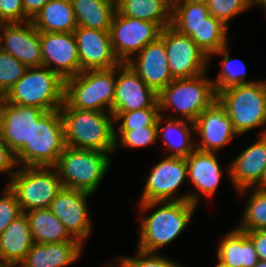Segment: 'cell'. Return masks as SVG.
<instances>
[{"mask_svg":"<svg viewBox=\"0 0 266 267\" xmlns=\"http://www.w3.org/2000/svg\"><path fill=\"white\" fill-rule=\"evenodd\" d=\"M158 206V207H157ZM140 212L157 207L151 215L140 221L137 249L147 253L173 242L189 224L197 205L190 201L140 202Z\"/></svg>","mask_w":266,"mask_h":267,"instance_id":"1","label":"cell"},{"mask_svg":"<svg viewBox=\"0 0 266 267\" xmlns=\"http://www.w3.org/2000/svg\"><path fill=\"white\" fill-rule=\"evenodd\" d=\"M59 110L66 146L111 154L115 151V120L111 112L79 110L65 101Z\"/></svg>","mask_w":266,"mask_h":267,"instance_id":"2","label":"cell"},{"mask_svg":"<svg viewBox=\"0 0 266 267\" xmlns=\"http://www.w3.org/2000/svg\"><path fill=\"white\" fill-rule=\"evenodd\" d=\"M110 153L65 146L56 165L63 188L93 194L110 169Z\"/></svg>","mask_w":266,"mask_h":267,"instance_id":"3","label":"cell"},{"mask_svg":"<svg viewBox=\"0 0 266 267\" xmlns=\"http://www.w3.org/2000/svg\"><path fill=\"white\" fill-rule=\"evenodd\" d=\"M115 88L116 67L81 71L65 80L64 101L71 108L112 113Z\"/></svg>","mask_w":266,"mask_h":267,"instance_id":"4","label":"cell"},{"mask_svg":"<svg viewBox=\"0 0 266 267\" xmlns=\"http://www.w3.org/2000/svg\"><path fill=\"white\" fill-rule=\"evenodd\" d=\"M65 81L47 67L27 68L4 98L13 104L44 111L59 110L64 104Z\"/></svg>","mask_w":266,"mask_h":267,"instance_id":"5","label":"cell"},{"mask_svg":"<svg viewBox=\"0 0 266 267\" xmlns=\"http://www.w3.org/2000/svg\"><path fill=\"white\" fill-rule=\"evenodd\" d=\"M206 74L172 80L157 96L160 114L173 110L181 119L194 122L199 114L217 100L213 81ZM163 111V112H162Z\"/></svg>","mask_w":266,"mask_h":267,"instance_id":"6","label":"cell"},{"mask_svg":"<svg viewBox=\"0 0 266 267\" xmlns=\"http://www.w3.org/2000/svg\"><path fill=\"white\" fill-rule=\"evenodd\" d=\"M217 100L226 109L238 135L266 125V98L262 81L225 88L217 93ZM259 135H266V129Z\"/></svg>","mask_w":266,"mask_h":267,"instance_id":"7","label":"cell"},{"mask_svg":"<svg viewBox=\"0 0 266 267\" xmlns=\"http://www.w3.org/2000/svg\"><path fill=\"white\" fill-rule=\"evenodd\" d=\"M65 146L60 110L46 111L33 125L30 142L16 153L19 166L54 167Z\"/></svg>","mask_w":266,"mask_h":267,"instance_id":"8","label":"cell"},{"mask_svg":"<svg viewBox=\"0 0 266 267\" xmlns=\"http://www.w3.org/2000/svg\"><path fill=\"white\" fill-rule=\"evenodd\" d=\"M15 193L22 212L49 208L63 189L55 167L21 166L7 184Z\"/></svg>","mask_w":266,"mask_h":267,"instance_id":"9","label":"cell"},{"mask_svg":"<svg viewBox=\"0 0 266 267\" xmlns=\"http://www.w3.org/2000/svg\"><path fill=\"white\" fill-rule=\"evenodd\" d=\"M188 177L186 158L168 155L150 171L146 178L140 202L190 201L198 206V192L176 196V192Z\"/></svg>","mask_w":266,"mask_h":267,"instance_id":"10","label":"cell"},{"mask_svg":"<svg viewBox=\"0 0 266 267\" xmlns=\"http://www.w3.org/2000/svg\"><path fill=\"white\" fill-rule=\"evenodd\" d=\"M159 37L164 41L174 79L193 78L207 72L209 57L191 37L181 34L171 25L163 28Z\"/></svg>","mask_w":266,"mask_h":267,"instance_id":"11","label":"cell"},{"mask_svg":"<svg viewBox=\"0 0 266 267\" xmlns=\"http://www.w3.org/2000/svg\"><path fill=\"white\" fill-rule=\"evenodd\" d=\"M161 30L156 23L123 16L115 11L109 30L115 56L121 63L128 62L155 41Z\"/></svg>","mask_w":266,"mask_h":267,"instance_id":"12","label":"cell"},{"mask_svg":"<svg viewBox=\"0 0 266 267\" xmlns=\"http://www.w3.org/2000/svg\"><path fill=\"white\" fill-rule=\"evenodd\" d=\"M40 42L42 66L58 74L64 81L81 72L73 32H40Z\"/></svg>","mask_w":266,"mask_h":267,"instance_id":"13","label":"cell"},{"mask_svg":"<svg viewBox=\"0 0 266 267\" xmlns=\"http://www.w3.org/2000/svg\"><path fill=\"white\" fill-rule=\"evenodd\" d=\"M91 193L82 190L63 188L54 200L49 209L64 224L69 235L83 245L92 230V223L89 217L87 199Z\"/></svg>","mask_w":266,"mask_h":267,"instance_id":"14","label":"cell"},{"mask_svg":"<svg viewBox=\"0 0 266 267\" xmlns=\"http://www.w3.org/2000/svg\"><path fill=\"white\" fill-rule=\"evenodd\" d=\"M157 96L158 94L148 87L127 63L116 66V88L112 112L159 108Z\"/></svg>","mask_w":266,"mask_h":267,"instance_id":"15","label":"cell"},{"mask_svg":"<svg viewBox=\"0 0 266 267\" xmlns=\"http://www.w3.org/2000/svg\"><path fill=\"white\" fill-rule=\"evenodd\" d=\"M0 31L2 51L9 53L28 68L42 66L40 32L31 21L7 23Z\"/></svg>","mask_w":266,"mask_h":267,"instance_id":"16","label":"cell"},{"mask_svg":"<svg viewBox=\"0 0 266 267\" xmlns=\"http://www.w3.org/2000/svg\"><path fill=\"white\" fill-rule=\"evenodd\" d=\"M73 34L81 71L111 69L121 63L114 54L109 31L77 26Z\"/></svg>","mask_w":266,"mask_h":267,"instance_id":"17","label":"cell"},{"mask_svg":"<svg viewBox=\"0 0 266 267\" xmlns=\"http://www.w3.org/2000/svg\"><path fill=\"white\" fill-rule=\"evenodd\" d=\"M46 111L13 104L4 97L0 105V132L10 149L17 153L31 140L32 127Z\"/></svg>","mask_w":266,"mask_h":267,"instance_id":"18","label":"cell"},{"mask_svg":"<svg viewBox=\"0 0 266 267\" xmlns=\"http://www.w3.org/2000/svg\"><path fill=\"white\" fill-rule=\"evenodd\" d=\"M258 138L225 167V173L240 195L259 184L266 167V135H259Z\"/></svg>","mask_w":266,"mask_h":267,"instance_id":"19","label":"cell"},{"mask_svg":"<svg viewBox=\"0 0 266 267\" xmlns=\"http://www.w3.org/2000/svg\"><path fill=\"white\" fill-rule=\"evenodd\" d=\"M194 127L202 139H199L196 149L206 152L216 153L238 135L226 109L218 100L199 114Z\"/></svg>","mask_w":266,"mask_h":267,"instance_id":"20","label":"cell"},{"mask_svg":"<svg viewBox=\"0 0 266 267\" xmlns=\"http://www.w3.org/2000/svg\"><path fill=\"white\" fill-rule=\"evenodd\" d=\"M136 55L126 63L157 94L174 80L169 69L165 44L160 37Z\"/></svg>","mask_w":266,"mask_h":267,"instance_id":"21","label":"cell"},{"mask_svg":"<svg viewBox=\"0 0 266 267\" xmlns=\"http://www.w3.org/2000/svg\"><path fill=\"white\" fill-rule=\"evenodd\" d=\"M83 245L79 241L33 243L20 267H66L77 261Z\"/></svg>","mask_w":266,"mask_h":267,"instance_id":"22","label":"cell"},{"mask_svg":"<svg viewBox=\"0 0 266 267\" xmlns=\"http://www.w3.org/2000/svg\"><path fill=\"white\" fill-rule=\"evenodd\" d=\"M186 162L191 183L202 195L213 196L224 172L216 154L195 149Z\"/></svg>","mask_w":266,"mask_h":267,"instance_id":"23","label":"cell"},{"mask_svg":"<svg viewBox=\"0 0 266 267\" xmlns=\"http://www.w3.org/2000/svg\"><path fill=\"white\" fill-rule=\"evenodd\" d=\"M33 243L28 219L22 213L0 234V264L19 265Z\"/></svg>","mask_w":266,"mask_h":267,"instance_id":"24","label":"cell"},{"mask_svg":"<svg viewBox=\"0 0 266 267\" xmlns=\"http://www.w3.org/2000/svg\"><path fill=\"white\" fill-rule=\"evenodd\" d=\"M223 238V239H222ZM217 247V259L231 267H254L258 254L251 238L236 228L223 235Z\"/></svg>","mask_w":266,"mask_h":267,"instance_id":"25","label":"cell"},{"mask_svg":"<svg viewBox=\"0 0 266 267\" xmlns=\"http://www.w3.org/2000/svg\"><path fill=\"white\" fill-rule=\"evenodd\" d=\"M31 22L39 32H73L77 28L71 0H50Z\"/></svg>","mask_w":266,"mask_h":267,"instance_id":"26","label":"cell"},{"mask_svg":"<svg viewBox=\"0 0 266 267\" xmlns=\"http://www.w3.org/2000/svg\"><path fill=\"white\" fill-rule=\"evenodd\" d=\"M163 116L164 114L160 115L157 121L158 138H162V142L165 145L163 147L171 150L170 156L188 157L197 146V142L195 144L194 141L191 140L192 134L190 133L191 131L195 132L194 122L169 117V119L165 118L168 122L162 127ZM187 123H190V125L188 126Z\"/></svg>","mask_w":266,"mask_h":267,"instance_id":"27","label":"cell"},{"mask_svg":"<svg viewBox=\"0 0 266 267\" xmlns=\"http://www.w3.org/2000/svg\"><path fill=\"white\" fill-rule=\"evenodd\" d=\"M116 11L123 16L156 23L161 29L172 22V4L168 0H115Z\"/></svg>","mask_w":266,"mask_h":267,"instance_id":"28","label":"cell"},{"mask_svg":"<svg viewBox=\"0 0 266 267\" xmlns=\"http://www.w3.org/2000/svg\"><path fill=\"white\" fill-rule=\"evenodd\" d=\"M24 213L28 219L34 243L78 241L69 235L64 224L49 208L29 210Z\"/></svg>","mask_w":266,"mask_h":267,"instance_id":"29","label":"cell"},{"mask_svg":"<svg viewBox=\"0 0 266 267\" xmlns=\"http://www.w3.org/2000/svg\"><path fill=\"white\" fill-rule=\"evenodd\" d=\"M77 26L109 31L116 11L115 0H71Z\"/></svg>","mask_w":266,"mask_h":267,"instance_id":"30","label":"cell"},{"mask_svg":"<svg viewBox=\"0 0 266 267\" xmlns=\"http://www.w3.org/2000/svg\"><path fill=\"white\" fill-rule=\"evenodd\" d=\"M228 28L214 16L209 15L196 26L190 37L211 60L210 56L213 53L227 46Z\"/></svg>","mask_w":266,"mask_h":267,"instance_id":"31","label":"cell"},{"mask_svg":"<svg viewBox=\"0 0 266 267\" xmlns=\"http://www.w3.org/2000/svg\"><path fill=\"white\" fill-rule=\"evenodd\" d=\"M209 15L207 4L178 0L172 4L171 26L181 34L190 37L196 26Z\"/></svg>","mask_w":266,"mask_h":267,"instance_id":"32","label":"cell"},{"mask_svg":"<svg viewBox=\"0 0 266 267\" xmlns=\"http://www.w3.org/2000/svg\"><path fill=\"white\" fill-rule=\"evenodd\" d=\"M228 48L223 47L219 51H216L212 55H223L222 68L218 77L213 79V84L215 87L216 93L219 91L242 84L254 83L256 81H247L246 77V65L242 60L231 59L228 54Z\"/></svg>","mask_w":266,"mask_h":267,"instance_id":"33","label":"cell"},{"mask_svg":"<svg viewBox=\"0 0 266 267\" xmlns=\"http://www.w3.org/2000/svg\"><path fill=\"white\" fill-rule=\"evenodd\" d=\"M242 220L236 226L240 231L266 230V190L253 188Z\"/></svg>","mask_w":266,"mask_h":267,"instance_id":"34","label":"cell"},{"mask_svg":"<svg viewBox=\"0 0 266 267\" xmlns=\"http://www.w3.org/2000/svg\"><path fill=\"white\" fill-rule=\"evenodd\" d=\"M115 123L121 124L115 131H131L144 127H158L157 121L160 114L159 108H143L129 112H112Z\"/></svg>","mask_w":266,"mask_h":267,"instance_id":"35","label":"cell"},{"mask_svg":"<svg viewBox=\"0 0 266 267\" xmlns=\"http://www.w3.org/2000/svg\"><path fill=\"white\" fill-rule=\"evenodd\" d=\"M27 68L15 57L0 49V94L3 97L24 75Z\"/></svg>","mask_w":266,"mask_h":267,"instance_id":"36","label":"cell"},{"mask_svg":"<svg viewBox=\"0 0 266 267\" xmlns=\"http://www.w3.org/2000/svg\"><path fill=\"white\" fill-rule=\"evenodd\" d=\"M252 6L253 0H209L207 3L209 14L227 27L233 17Z\"/></svg>","mask_w":266,"mask_h":267,"instance_id":"37","label":"cell"},{"mask_svg":"<svg viewBox=\"0 0 266 267\" xmlns=\"http://www.w3.org/2000/svg\"><path fill=\"white\" fill-rule=\"evenodd\" d=\"M157 139H159L158 127H144L131 131H115V150L119 143L123 147L138 148L149 146L155 143Z\"/></svg>","mask_w":266,"mask_h":267,"instance_id":"38","label":"cell"},{"mask_svg":"<svg viewBox=\"0 0 266 267\" xmlns=\"http://www.w3.org/2000/svg\"><path fill=\"white\" fill-rule=\"evenodd\" d=\"M114 267H183L159 253H147L137 249L135 257H120Z\"/></svg>","mask_w":266,"mask_h":267,"instance_id":"39","label":"cell"},{"mask_svg":"<svg viewBox=\"0 0 266 267\" xmlns=\"http://www.w3.org/2000/svg\"><path fill=\"white\" fill-rule=\"evenodd\" d=\"M0 196V234L23 212L15 193L7 185Z\"/></svg>","mask_w":266,"mask_h":267,"instance_id":"40","label":"cell"},{"mask_svg":"<svg viewBox=\"0 0 266 267\" xmlns=\"http://www.w3.org/2000/svg\"><path fill=\"white\" fill-rule=\"evenodd\" d=\"M0 14L7 23L31 21L25 15L23 0H0Z\"/></svg>","mask_w":266,"mask_h":267,"instance_id":"41","label":"cell"},{"mask_svg":"<svg viewBox=\"0 0 266 267\" xmlns=\"http://www.w3.org/2000/svg\"><path fill=\"white\" fill-rule=\"evenodd\" d=\"M18 167L19 163L16 153L9 148L0 132V173L6 172V174H9V177H11L18 171Z\"/></svg>","mask_w":266,"mask_h":267,"instance_id":"42","label":"cell"},{"mask_svg":"<svg viewBox=\"0 0 266 267\" xmlns=\"http://www.w3.org/2000/svg\"><path fill=\"white\" fill-rule=\"evenodd\" d=\"M252 240L259 260L266 261V230L242 231Z\"/></svg>","mask_w":266,"mask_h":267,"instance_id":"43","label":"cell"},{"mask_svg":"<svg viewBox=\"0 0 266 267\" xmlns=\"http://www.w3.org/2000/svg\"><path fill=\"white\" fill-rule=\"evenodd\" d=\"M50 0H23L25 15L32 20L33 17L42 9Z\"/></svg>","mask_w":266,"mask_h":267,"instance_id":"44","label":"cell"},{"mask_svg":"<svg viewBox=\"0 0 266 267\" xmlns=\"http://www.w3.org/2000/svg\"><path fill=\"white\" fill-rule=\"evenodd\" d=\"M255 188L260 189V190H266V167L264 169L261 181Z\"/></svg>","mask_w":266,"mask_h":267,"instance_id":"45","label":"cell"},{"mask_svg":"<svg viewBox=\"0 0 266 267\" xmlns=\"http://www.w3.org/2000/svg\"><path fill=\"white\" fill-rule=\"evenodd\" d=\"M254 5H260L263 9H266V0H253Z\"/></svg>","mask_w":266,"mask_h":267,"instance_id":"46","label":"cell"},{"mask_svg":"<svg viewBox=\"0 0 266 267\" xmlns=\"http://www.w3.org/2000/svg\"><path fill=\"white\" fill-rule=\"evenodd\" d=\"M254 267H266V261L258 260L257 264Z\"/></svg>","mask_w":266,"mask_h":267,"instance_id":"47","label":"cell"},{"mask_svg":"<svg viewBox=\"0 0 266 267\" xmlns=\"http://www.w3.org/2000/svg\"><path fill=\"white\" fill-rule=\"evenodd\" d=\"M215 267H231L229 265H226L224 263H222L220 260L217 259V263Z\"/></svg>","mask_w":266,"mask_h":267,"instance_id":"48","label":"cell"},{"mask_svg":"<svg viewBox=\"0 0 266 267\" xmlns=\"http://www.w3.org/2000/svg\"><path fill=\"white\" fill-rule=\"evenodd\" d=\"M187 1H192V2H195V3L207 4L209 0H187Z\"/></svg>","mask_w":266,"mask_h":267,"instance_id":"49","label":"cell"},{"mask_svg":"<svg viewBox=\"0 0 266 267\" xmlns=\"http://www.w3.org/2000/svg\"><path fill=\"white\" fill-rule=\"evenodd\" d=\"M5 24H7V22L2 18L1 14H0V28Z\"/></svg>","mask_w":266,"mask_h":267,"instance_id":"50","label":"cell"},{"mask_svg":"<svg viewBox=\"0 0 266 267\" xmlns=\"http://www.w3.org/2000/svg\"><path fill=\"white\" fill-rule=\"evenodd\" d=\"M20 267V265L0 264V267Z\"/></svg>","mask_w":266,"mask_h":267,"instance_id":"51","label":"cell"},{"mask_svg":"<svg viewBox=\"0 0 266 267\" xmlns=\"http://www.w3.org/2000/svg\"><path fill=\"white\" fill-rule=\"evenodd\" d=\"M263 87H264V93H265V98H266V81H263Z\"/></svg>","mask_w":266,"mask_h":267,"instance_id":"52","label":"cell"},{"mask_svg":"<svg viewBox=\"0 0 266 267\" xmlns=\"http://www.w3.org/2000/svg\"><path fill=\"white\" fill-rule=\"evenodd\" d=\"M171 4H173L174 2L178 1V0H168Z\"/></svg>","mask_w":266,"mask_h":267,"instance_id":"53","label":"cell"},{"mask_svg":"<svg viewBox=\"0 0 266 267\" xmlns=\"http://www.w3.org/2000/svg\"><path fill=\"white\" fill-rule=\"evenodd\" d=\"M2 99H3V96L0 94V105H1Z\"/></svg>","mask_w":266,"mask_h":267,"instance_id":"54","label":"cell"},{"mask_svg":"<svg viewBox=\"0 0 266 267\" xmlns=\"http://www.w3.org/2000/svg\"><path fill=\"white\" fill-rule=\"evenodd\" d=\"M106 267H114V265H113V264H111V265L109 264V265H107Z\"/></svg>","mask_w":266,"mask_h":267,"instance_id":"55","label":"cell"}]
</instances>
